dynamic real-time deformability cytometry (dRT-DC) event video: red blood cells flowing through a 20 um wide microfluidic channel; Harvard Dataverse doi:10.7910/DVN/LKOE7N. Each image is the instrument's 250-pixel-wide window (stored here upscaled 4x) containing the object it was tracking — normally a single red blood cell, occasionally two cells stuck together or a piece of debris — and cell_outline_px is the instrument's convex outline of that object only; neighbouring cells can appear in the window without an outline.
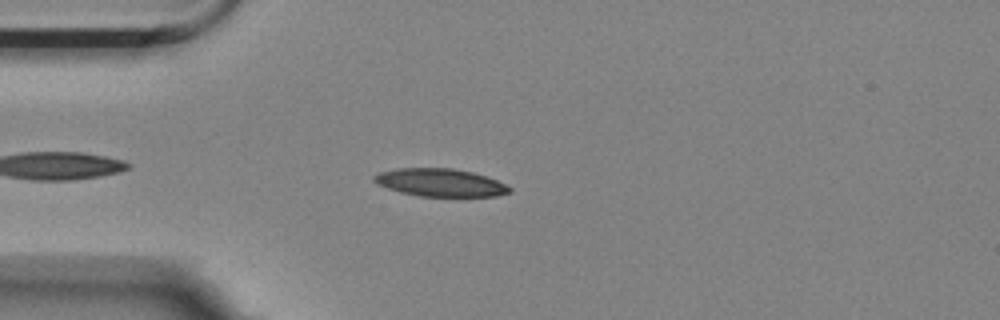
{"species": "Egyptian fruit bat (a non-hibernating species)", "species_latin": "Rousettus aegyptiacus", "temperature_condition": "room temperature", "stored_images_in_passage": 32, "camera_frame_rate_fps": 3000, "um_per_image_px": 0.085, "animal": {"sex": "female"}, "frame": {"image": 1, "passage_image": 6, "time_ms": 1.667, "image_size_px": [1000, 320], "cell_outline_px": [[512, 192], [496, 196], [420, 196], [400, 192], [376, 184], [372, 180], [372, 176], [380, 172], [396, 168], [452, 168], [472, 172], [496, 180], [512, 188]], "centroid_in_image_um": [37.39, 15.52], "position_along_channel_um": 47.6, "area_um2": 21.91}}
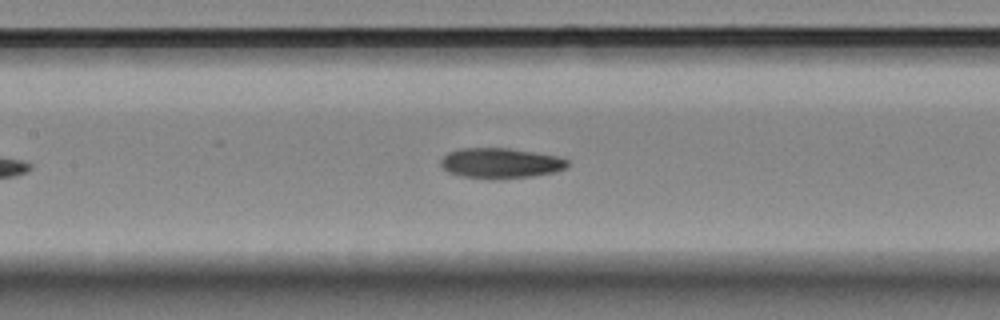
{"frame": {"image": 2, "passage_image": 17, "time_ms": 5.333, "image_size_px": [1000, 320], "cell_outline_px": [[568, 164], [564, 168], [552, 172], [532, 176], [492, 180], [460, 176], [448, 172], [440, 164], [440, 160], [448, 152], [460, 148], [508, 148], [556, 156], [568, 160]], "centroid_in_image_um": [42.48, 13.87], "position_along_channel_um": 164.9, "area_um2": 22.31}}
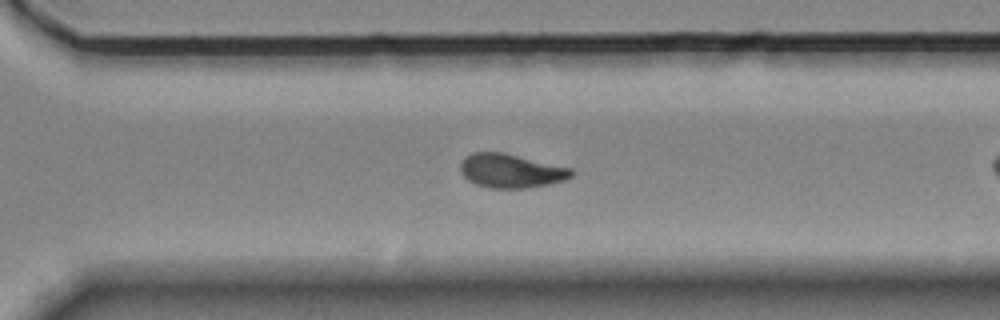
{"frame": {"image": 3, "passage_image": 27, "time_ms": 8.667, "image_size_px": [1000, 320], "cell_outline_px": [[572, 176], [564, 180], [548, 184], [524, 188], [488, 188], [476, 184], [468, 180], [460, 172], [460, 160], [464, 156], [472, 152], [504, 152], [572, 168]], "centroid_in_image_um": [43.38, 14.51], "position_along_channel_um": 327.2, "area_um2": 22.08}}